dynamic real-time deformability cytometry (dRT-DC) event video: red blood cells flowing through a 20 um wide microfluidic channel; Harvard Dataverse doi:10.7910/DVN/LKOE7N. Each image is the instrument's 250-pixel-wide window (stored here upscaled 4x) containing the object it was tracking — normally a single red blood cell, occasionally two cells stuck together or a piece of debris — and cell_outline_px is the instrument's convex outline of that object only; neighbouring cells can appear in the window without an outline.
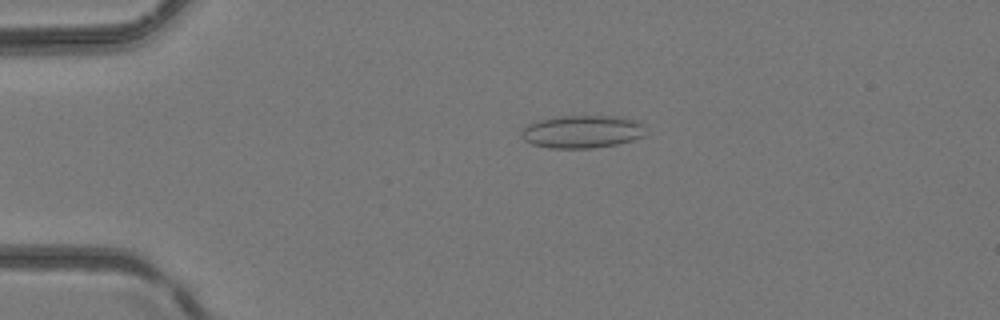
{"species": "common noctule bat (a hibernating species)", "species_latin": "Nyctalus noctula", "temperature_condition": "room temperature", "stored_images_in_passage": 32, "camera_frame_rate_fps": 3000, "um_per_image_px": 0.085, "animal": {"sex": "female", "body_mass_g": 24.6, "forearm_length_mm": 56.2}, "frame": {"image": 1, "passage_image": 4, "time_ms": 1.0, "image_size_px": [1000, 320], "cell_outline_px": [[640, 136], [632, 140], [616, 144], [592, 148], [548, 148], [532, 144], [524, 140], [520, 136], [520, 128], [536, 120], [556, 116], [616, 116], [636, 120], [640, 124]], "centroid_in_image_um": [49.33, 11.18], "position_along_channel_um": 35.7, "area_um2": 23.58}}
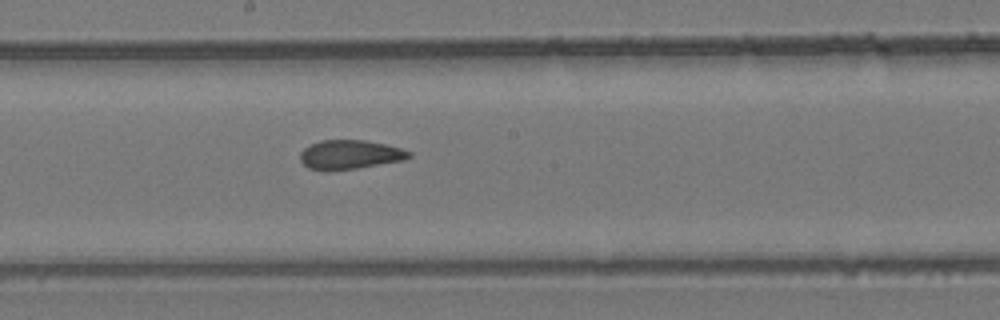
{"frame": {"image": 2, "passage_image": 18, "time_ms": 5.667, "image_size_px": [1000, 320], "cell_outline_px": [[412, 156], [404, 160], [356, 168], [328, 172], [324, 172], [308, 168], [300, 160], [300, 152], [304, 148], [320, 140], [364, 140], [384, 144], [400, 148], [412, 152]], "centroid_in_image_um": [29.71, 13.16], "position_along_channel_um": 218.5, "area_um2": 18.61}}
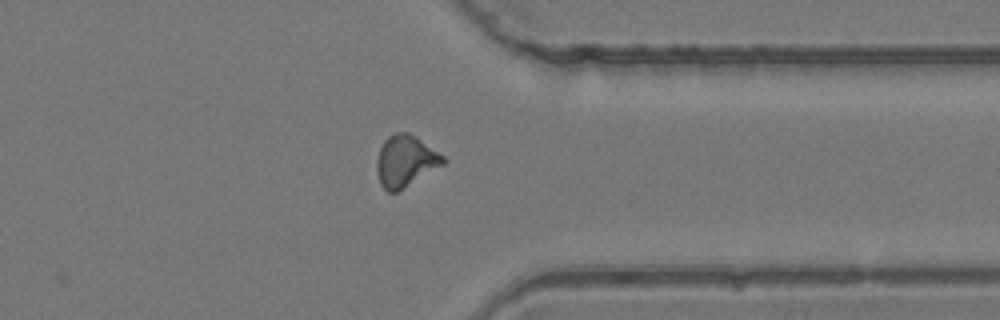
{"frame": {"image": 3, "passage_image": 28, "time_ms": 9.0, "image_size_px": [1000, 320], "cell_outline_px": [[448, 160], [444, 164], [396, 192], [388, 192], [380, 184], [376, 172], [376, 160], [380, 148], [384, 140], [388, 136], [396, 132], [408, 132], [444, 156]], "centroid_in_image_um": [34.44, 13.69], "position_along_channel_um": 377.0, "area_um2": 19.71}}